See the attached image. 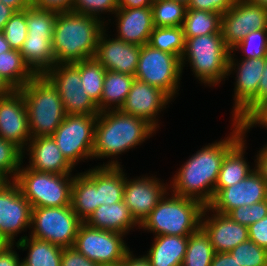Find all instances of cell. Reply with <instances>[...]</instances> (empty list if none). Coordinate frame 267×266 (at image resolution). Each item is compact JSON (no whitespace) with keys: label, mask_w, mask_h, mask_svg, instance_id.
<instances>
[{"label":"cell","mask_w":267,"mask_h":266,"mask_svg":"<svg viewBox=\"0 0 267 266\" xmlns=\"http://www.w3.org/2000/svg\"><path fill=\"white\" fill-rule=\"evenodd\" d=\"M14 89L0 76V97L10 94Z\"/></svg>","instance_id":"obj_58"},{"label":"cell","mask_w":267,"mask_h":266,"mask_svg":"<svg viewBox=\"0 0 267 266\" xmlns=\"http://www.w3.org/2000/svg\"><path fill=\"white\" fill-rule=\"evenodd\" d=\"M265 68V57L242 59L229 53L227 79L234 77V95L231 116L233 119L256 95Z\"/></svg>","instance_id":"obj_16"},{"label":"cell","mask_w":267,"mask_h":266,"mask_svg":"<svg viewBox=\"0 0 267 266\" xmlns=\"http://www.w3.org/2000/svg\"><path fill=\"white\" fill-rule=\"evenodd\" d=\"M144 255L151 266H182L188 245V236H154Z\"/></svg>","instance_id":"obj_27"},{"label":"cell","mask_w":267,"mask_h":266,"mask_svg":"<svg viewBox=\"0 0 267 266\" xmlns=\"http://www.w3.org/2000/svg\"><path fill=\"white\" fill-rule=\"evenodd\" d=\"M173 1L182 2V3H184L185 5H188V3H189V0H173Z\"/></svg>","instance_id":"obj_62"},{"label":"cell","mask_w":267,"mask_h":266,"mask_svg":"<svg viewBox=\"0 0 267 266\" xmlns=\"http://www.w3.org/2000/svg\"><path fill=\"white\" fill-rule=\"evenodd\" d=\"M106 28L100 34L94 58L106 70L134 76L138 66L140 46L114 38L108 34L111 33V30L107 31L110 26Z\"/></svg>","instance_id":"obj_20"},{"label":"cell","mask_w":267,"mask_h":266,"mask_svg":"<svg viewBox=\"0 0 267 266\" xmlns=\"http://www.w3.org/2000/svg\"><path fill=\"white\" fill-rule=\"evenodd\" d=\"M133 252L132 248L127 252L120 263L121 266H151L149 260L144 254L136 256Z\"/></svg>","instance_id":"obj_53"},{"label":"cell","mask_w":267,"mask_h":266,"mask_svg":"<svg viewBox=\"0 0 267 266\" xmlns=\"http://www.w3.org/2000/svg\"><path fill=\"white\" fill-rule=\"evenodd\" d=\"M96 120L97 115H66L52 135L63 156L74 168L78 163L93 161Z\"/></svg>","instance_id":"obj_10"},{"label":"cell","mask_w":267,"mask_h":266,"mask_svg":"<svg viewBox=\"0 0 267 266\" xmlns=\"http://www.w3.org/2000/svg\"><path fill=\"white\" fill-rule=\"evenodd\" d=\"M85 223L93 228L124 235L132 234L130 231H135L134 228L136 230L140 228L124 201L99 206Z\"/></svg>","instance_id":"obj_25"},{"label":"cell","mask_w":267,"mask_h":266,"mask_svg":"<svg viewBox=\"0 0 267 266\" xmlns=\"http://www.w3.org/2000/svg\"><path fill=\"white\" fill-rule=\"evenodd\" d=\"M241 124L247 134L250 133L251 128H257V126L267 130V102L256 108Z\"/></svg>","instance_id":"obj_47"},{"label":"cell","mask_w":267,"mask_h":266,"mask_svg":"<svg viewBox=\"0 0 267 266\" xmlns=\"http://www.w3.org/2000/svg\"><path fill=\"white\" fill-rule=\"evenodd\" d=\"M267 102V56L265 68L257 89V95L230 121L242 123L256 108Z\"/></svg>","instance_id":"obj_45"},{"label":"cell","mask_w":267,"mask_h":266,"mask_svg":"<svg viewBox=\"0 0 267 266\" xmlns=\"http://www.w3.org/2000/svg\"><path fill=\"white\" fill-rule=\"evenodd\" d=\"M157 131L147 120L125 114L120 109L101 111L95 124L93 160L109 158L97 166H124L118 159L122 153L137 149Z\"/></svg>","instance_id":"obj_2"},{"label":"cell","mask_w":267,"mask_h":266,"mask_svg":"<svg viewBox=\"0 0 267 266\" xmlns=\"http://www.w3.org/2000/svg\"><path fill=\"white\" fill-rule=\"evenodd\" d=\"M267 29V9L247 0H235L221 17L220 32L231 51L251 31Z\"/></svg>","instance_id":"obj_14"},{"label":"cell","mask_w":267,"mask_h":266,"mask_svg":"<svg viewBox=\"0 0 267 266\" xmlns=\"http://www.w3.org/2000/svg\"><path fill=\"white\" fill-rule=\"evenodd\" d=\"M12 50L9 43L6 41L3 32H0V54Z\"/></svg>","instance_id":"obj_59"},{"label":"cell","mask_w":267,"mask_h":266,"mask_svg":"<svg viewBox=\"0 0 267 266\" xmlns=\"http://www.w3.org/2000/svg\"><path fill=\"white\" fill-rule=\"evenodd\" d=\"M229 253L241 266H267V250L249 239Z\"/></svg>","instance_id":"obj_41"},{"label":"cell","mask_w":267,"mask_h":266,"mask_svg":"<svg viewBox=\"0 0 267 266\" xmlns=\"http://www.w3.org/2000/svg\"><path fill=\"white\" fill-rule=\"evenodd\" d=\"M234 2L235 0H189L187 9L220 13L222 15L233 6Z\"/></svg>","instance_id":"obj_46"},{"label":"cell","mask_w":267,"mask_h":266,"mask_svg":"<svg viewBox=\"0 0 267 266\" xmlns=\"http://www.w3.org/2000/svg\"><path fill=\"white\" fill-rule=\"evenodd\" d=\"M247 1L254 3V4H257V5H260L263 8L267 9V0H247Z\"/></svg>","instance_id":"obj_60"},{"label":"cell","mask_w":267,"mask_h":266,"mask_svg":"<svg viewBox=\"0 0 267 266\" xmlns=\"http://www.w3.org/2000/svg\"><path fill=\"white\" fill-rule=\"evenodd\" d=\"M57 89L67 115H98V106L81 88L80 71L72 64H55L43 74Z\"/></svg>","instance_id":"obj_13"},{"label":"cell","mask_w":267,"mask_h":266,"mask_svg":"<svg viewBox=\"0 0 267 266\" xmlns=\"http://www.w3.org/2000/svg\"><path fill=\"white\" fill-rule=\"evenodd\" d=\"M220 13L186 9L183 31L185 39L207 34L221 33Z\"/></svg>","instance_id":"obj_34"},{"label":"cell","mask_w":267,"mask_h":266,"mask_svg":"<svg viewBox=\"0 0 267 266\" xmlns=\"http://www.w3.org/2000/svg\"><path fill=\"white\" fill-rule=\"evenodd\" d=\"M114 17V18H113ZM113 20L106 22L114 24L116 31L114 37L126 43L142 46L148 44L150 34L155 28L152 15V7L118 8L114 13Z\"/></svg>","instance_id":"obj_22"},{"label":"cell","mask_w":267,"mask_h":266,"mask_svg":"<svg viewBox=\"0 0 267 266\" xmlns=\"http://www.w3.org/2000/svg\"><path fill=\"white\" fill-rule=\"evenodd\" d=\"M238 51V52H237ZM231 53H241L240 58L251 59L267 56V29L251 31Z\"/></svg>","instance_id":"obj_40"},{"label":"cell","mask_w":267,"mask_h":266,"mask_svg":"<svg viewBox=\"0 0 267 266\" xmlns=\"http://www.w3.org/2000/svg\"><path fill=\"white\" fill-rule=\"evenodd\" d=\"M52 39L53 36L27 35L20 49L24 62L36 75L44 74L55 65Z\"/></svg>","instance_id":"obj_29"},{"label":"cell","mask_w":267,"mask_h":266,"mask_svg":"<svg viewBox=\"0 0 267 266\" xmlns=\"http://www.w3.org/2000/svg\"><path fill=\"white\" fill-rule=\"evenodd\" d=\"M215 250L207 233L200 226L188 236V245L182 266H210Z\"/></svg>","instance_id":"obj_35"},{"label":"cell","mask_w":267,"mask_h":266,"mask_svg":"<svg viewBox=\"0 0 267 266\" xmlns=\"http://www.w3.org/2000/svg\"><path fill=\"white\" fill-rule=\"evenodd\" d=\"M106 23L95 16L74 11L59 12L54 25L52 51L55 64L94 58Z\"/></svg>","instance_id":"obj_3"},{"label":"cell","mask_w":267,"mask_h":266,"mask_svg":"<svg viewBox=\"0 0 267 266\" xmlns=\"http://www.w3.org/2000/svg\"><path fill=\"white\" fill-rule=\"evenodd\" d=\"M201 227L209 236L215 253L229 252L249 239L248 227L233 221L228 215L211 210L208 206L204 207Z\"/></svg>","instance_id":"obj_21"},{"label":"cell","mask_w":267,"mask_h":266,"mask_svg":"<svg viewBox=\"0 0 267 266\" xmlns=\"http://www.w3.org/2000/svg\"><path fill=\"white\" fill-rule=\"evenodd\" d=\"M26 158L29 164H25L39 172L74 174L76 170L63 156L52 136L31 139L23 151V159Z\"/></svg>","instance_id":"obj_23"},{"label":"cell","mask_w":267,"mask_h":266,"mask_svg":"<svg viewBox=\"0 0 267 266\" xmlns=\"http://www.w3.org/2000/svg\"><path fill=\"white\" fill-rule=\"evenodd\" d=\"M148 44L152 48L176 55L181 59L185 49L183 27H155L150 34Z\"/></svg>","instance_id":"obj_36"},{"label":"cell","mask_w":267,"mask_h":266,"mask_svg":"<svg viewBox=\"0 0 267 266\" xmlns=\"http://www.w3.org/2000/svg\"><path fill=\"white\" fill-rule=\"evenodd\" d=\"M74 0H32V4L57 13L72 11Z\"/></svg>","instance_id":"obj_51"},{"label":"cell","mask_w":267,"mask_h":266,"mask_svg":"<svg viewBox=\"0 0 267 266\" xmlns=\"http://www.w3.org/2000/svg\"><path fill=\"white\" fill-rule=\"evenodd\" d=\"M100 206L97 190V166L76 172L72 184L71 207L85 222Z\"/></svg>","instance_id":"obj_24"},{"label":"cell","mask_w":267,"mask_h":266,"mask_svg":"<svg viewBox=\"0 0 267 266\" xmlns=\"http://www.w3.org/2000/svg\"><path fill=\"white\" fill-rule=\"evenodd\" d=\"M19 90L27 108L31 139L52 136L67 115L57 89L42 74Z\"/></svg>","instance_id":"obj_6"},{"label":"cell","mask_w":267,"mask_h":266,"mask_svg":"<svg viewBox=\"0 0 267 266\" xmlns=\"http://www.w3.org/2000/svg\"><path fill=\"white\" fill-rule=\"evenodd\" d=\"M12 49L20 51L27 38L26 9L15 11L2 31Z\"/></svg>","instance_id":"obj_43"},{"label":"cell","mask_w":267,"mask_h":266,"mask_svg":"<svg viewBox=\"0 0 267 266\" xmlns=\"http://www.w3.org/2000/svg\"><path fill=\"white\" fill-rule=\"evenodd\" d=\"M61 266H99L96 262L88 259L74 247L63 248Z\"/></svg>","instance_id":"obj_48"},{"label":"cell","mask_w":267,"mask_h":266,"mask_svg":"<svg viewBox=\"0 0 267 266\" xmlns=\"http://www.w3.org/2000/svg\"><path fill=\"white\" fill-rule=\"evenodd\" d=\"M31 212V204L17 183L14 180L4 183L0 187V241L15 244L19 234L27 233L31 226Z\"/></svg>","instance_id":"obj_12"},{"label":"cell","mask_w":267,"mask_h":266,"mask_svg":"<svg viewBox=\"0 0 267 266\" xmlns=\"http://www.w3.org/2000/svg\"><path fill=\"white\" fill-rule=\"evenodd\" d=\"M267 200V182L255 169L240 182L214 190V197L207 205L211 210L227 215L231 210Z\"/></svg>","instance_id":"obj_17"},{"label":"cell","mask_w":267,"mask_h":266,"mask_svg":"<svg viewBox=\"0 0 267 266\" xmlns=\"http://www.w3.org/2000/svg\"><path fill=\"white\" fill-rule=\"evenodd\" d=\"M23 161V151L14 143L0 138V173L7 180H15Z\"/></svg>","instance_id":"obj_39"},{"label":"cell","mask_w":267,"mask_h":266,"mask_svg":"<svg viewBox=\"0 0 267 266\" xmlns=\"http://www.w3.org/2000/svg\"><path fill=\"white\" fill-rule=\"evenodd\" d=\"M151 175L142 174L132 179L126 173L123 201L139 225L170 190L169 181L164 183L157 175Z\"/></svg>","instance_id":"obj_15"},{"label":"cell","mask_w":267,"mask_h":266,"mask_svg":"<svg viewBox=\"0 0 267 266\" xmlns=\"http://www.w3.org/2000/svg\"><path fill=\"white\" fill-rule=\"evenodd\" d=\"M210 266H241L229 252L215 253Z\"/></svg>","instance_id":"obj_54"},{"label":"cell","mask_w":267,"mask_h":266,"mask_svg":"<svg viewBox=\"0 0 267 266\" xmlns=\"http://www.w3.org/2000/svg\"><path fill=\"white\" fill-rule=\"evenodd\" d=\"M125 171L123 166H97V190L100 206L123 201Z\"/></svg>","instance_id":"obj_30"},{"label":"cell","mask_w":267,"mask_h":266,"mask_svg":"<svg viewBox=\"0 0 267 266\" xmlns=\"http://www.w3.org/2000/svg\"><path fill=\"white\" fill-rule=\"evenodd\" d=\"M57 12L33 4L26 8L27 35L53 36Z\"/></svg>","instance_id":"obj_38"},{"label":"cell","mask_w":267,"mask_h":266,"mask_svg":"<svg viewBox=\"0 0 267 266\" xmlns=\"http://www.w3.org/2000/svg\"><path fill=\"white\" fill-rule=\"evenodd\" d=\"M183 72L178 56L152 48L149 44L140 46L135 79L158 87L175 101L182 87Z\"/></svg>","instance_id":"obj_8"},{"label":"cell","mask_w":267,"mask_h":266,"mask_svg":"<svg viewBox=\"0 0 267 266\" xmlns=\"http://www.w3.org/2000/svg\"><path fill=\"white\" fill-rule=\"evenodd\" d=\"M1 2L15 11H22L32 4V0H1Z\"/></svg>","instance_id":"obj_57"},{"label":"cell","mask_w":267,"mask_h":266,"mask_svg":"<svg viewBox=\"0 0 267 266\" xmlns=\"http://www.w3.org/2000/svg\"><path fill=\"white\" fill-rule=\"evenodd\" d=\"M0 138L14 143L22 151L31 140L27 108L19 89L0 97Z\"/></svg>","instance_id":"obj_19"},{"label":"cell","mask_w":267,"mask_h":266,"mask_svg":"<svg viewBox=\"0 0 267 266\" xmlns=\"http://www.w3.org/2000/svg\"><path fill=\"white\" fill-rule=\"evenodd\" d=\"M258 148L255 153V169L261 174L263 179L267 182V143Z\"/></svg>","instance_id":"obj_52"},{"label":"cell","mask_w":267,"mask_h":266,"mask_svg":"<svg viewBox=\"0 0 267 266\" xmlns=\"http://www.w3.org/2000/svg\"><path fill=\"white\" fill-rule=\"evenodd\" d=\"M14 13L15 10L13 8L0 1V32L4 30L6 23Z\"/></svg>","instance_id":"obj_56"},{"label":"cell","mask_w":267,"mask_h":266,"mask_svg":"<svg viewBox=\"0 0 267 266\" xmlns=\"http://www.w3.org/2000/svg\"><path fill=\"white\" fill-rule=\"evenodd\" d=\"M126 236L93 228L83 222L73 247L99 266L119 265L130 250V246L126 243Z\"/></svg>","instance_id":"obj_11"},{"label":"cell","mask_w":267,"mask_h":266,"mask_svg":"<svg viewBox=\"0 0 267 266\" xmlns=\"http://www.w3.org/2000/svg\"><path fill=\"white\" fill-rule=\"evenodd\" d=\"M118 8V0H74L72 11L95 16L106 23Z\"/></svg>","instance_id":"obj_42"},{"label":"cell","mask_w":267,"mask_h":266,"mask_svg":"<svg viewBox=\"0 0 267 266\" xmlns=\"http://www.w3.org/2000/svg\"><path fill=\"white\" fill-rule=\"evenodd\" d=\"M8 180L0 173V187L6 183Z\"/></svg>","instance_id":"obj_61"},{"label":"cell","mask_w":267,"mask_h":266,"mask_svg":"<svg viewBox=\"0 0 267 266\" xmlns=\"http://www.w3.org/2000/svg\"><path fill=\"white\" fill-rule=\"evenodd\" d=\"M204 207L196 199L177 196L169 190L140 225L139 231L153 233V237L189 236L201 226Z\"/></svg>","instance_id":"obj_5"},{"label":"cell","mask_w":267,"mask_h":266,"mask_svg":"<svg viewBox=\"0 0 267 266\" xmlns=\"http://www.w3.org/2000/svg\"><path fill=\"white\" fill-rule=\"evenodd\" d=\"M135 76L106 70L100 98V112L119 110L125 103Z\"/></svg>","instance_id":"obj_31"},{"label":"cell","mask_w":267,"mask_h":266,"mask_svg":"<svg viewBox=\"0 0 267 266\" xmlns=\"http://www.w3.org/2000/svg\"><path fill=\"white\" fill-rule=\"evenodd\" d=\"M229 130L227 137L206 143L177 168L169 180L170 192L196 199L204 206L212 201L225 154L244 136L241 123L231 121Z\"/></svg>","instance_id":"obj_1"},{"label":"cell","mask_w":267,"mask_h":266,"mask_svg":"<svg viewBox=\"0 0 267 266\" xmlns=\"http://www.w3.org/2000/svg\"><path fill=\"white\" fill-rule=\"evenodd\" d=\"M72 64L80 71L81 88H84V91L98 106L100 112V98L106 69L95 58L78 61Z\"/></svg>","instance_id":"obj_33"},{"label":"cell","mask_w":267,"mask_h":266,"mask_svg":"<svg viewBox=\"0 0 267 266\" xmlns=\"http://www.w3.org/2000/svg\"><path fill=\"white\" fill-rule=\"evenodd\" d=\"M247 133L225 154L222 166L219 171L215 190H222L225 187H230L244 178H246L253 170H255L254 163L248 162L247 147ZM251 163L252 165L250 166Z\"/></svg>","instance_id":"obj_26"},{"label":"cell","mask_w":267,"mask_h":266,"mask_svg":"<svg viewBox=\"0 0 267 266\" xmlns=\"http://www.w3.org/2000/svg\"><path fill=\"white\" fill-rule=\"evenodd\" d=\"M229 53L221 33L185 39L182 71L189 64L199 84L209 88L220 87L227 78Z\"/></svg>","instance_id":"obj_4"},{"label":"cell","mask_w":267,"mask_h":266,"mask_svg":"<svg viewBox=\"0 0 267 266\" xmlns=\"http://www.w3.org/2000/svg\"><path fill=\"white\" fill-rule=\"evenodd\" d=\"M227 215L233 221L248 227L267 216V200L252 205L237 207Z\"/></svg>","instance_id":"obj_44"},{"label":"cell","mask_w":267,"mask_h":266,"mask_svg":"<svg viewBox=\"0 0 267 266\" xmlns=\"http://www.w3.org/2000/svg\"><path fill=\"white\" fill-rule=\"evenodd\" d=\"M24 235V236H23ZM17 240L16 248L27 251L21 258L23 266H61L63 248L48 241L23 234Z\"/></svg>","instance_id":"obj_28"},{"label":"cell","mask_w":267,"mask_h":266,"mask_svg":"<svg viewBox=\"0 0 267 266\" xmlns=\"http://www.w3.org/2000/svg\"><path fill=\"white\" fill-rule=\"evenodd\" d=\"M35 75L24 62L20 51L12 49L0 54V76L13 89H21Z\"/></svg>","instance_id":"obj_32"},{"label":"cell","mask_w":267,"mask_h":266,"mask_svg":"<svg viewBox=\"0 0 267 266\" xmlns=\"http://www.w3.org/2000/svg\"><path fill=\"white\" fill-rule=\"evenodd\" d=\"M16 244H0V266H21Z\"/></svg>","instance_id":"obj_50"},{"label":"cell","mask_w":267,"mask_h":266,"mask_svg":"<svg viewBox=\"0 0 267 266\" xmlns=\"http://www.w3.org/2000/svg\"><path fill=\"white\" fill-rule=\"evenodd\" d=\"M152 15L155 27L183 26L187 5L173 0H153Z\"/></svg>","instance_id":"obj_37"},{"label":"cell","mask_w":267,"mask_h":266,"mask_svg":"<svg viewBox=\"0 0 267 266\" xmlns=\"http://www.w3.org/2000/svg\"><path fill=\"white\" fill-rule=\"evenodd\" d=\"M82 223L71 205L32 208L28 235L62 248L73 247Z\"/></svg>","instance_id":"obj_9"},{"label":"cell","mask_w":267,"mask_h":266,"mask_svg":"<svg viewBox=\"0 0 267 266\" xmlns=\"http://www.w3.org/2000/svg\"><path fill=\"white\" fill-rule=\"evenodd\" d=\"M153 0H118L119 8L150 7Z\"/></svg>","instance_id":"obj_55"},{"label":"cell","mask_w":267,"mask_h":266,"mask_svg":"<svg viewBox=\"0 0 267 266\" xmlns=\"http://www.w3.org/2000/svg\"><path fill=\"white\" fill-rule=\"evenodd\" d=\"M24 162L14 181L32 208L71 205L74 174L39 172L25 166Z\"/></svg>","instance_id":"obj_7"},{"label":"cell","mask_w":267,"mask_h":266,"mask_svg":"<svg viewBox=\"0 0 267 266\" xmlns=\"http://www.w3.org/2000/svg\"><path fill=\"white\" fill-rule=\"evenodd\" d=\"M249 240L267 250V216L248 226Z\"/></svg>","instance_id":"obj_49"},{"label":"cell","mask_w":267,"mask_h":266,"mask_svg":"<svg viewBox=\"0 0 267 266\" xmlns=\"http://www.w3.org/2000/svg\"><path fill=\"white\" fill-rule=\"evenodd\" d=\"M171 102L173 99L163 90L135 79L120 110L147 120L158 130L162 126L160 114H164Z\"/></svg>","instance_id":"obj_18"}]
</instances>
